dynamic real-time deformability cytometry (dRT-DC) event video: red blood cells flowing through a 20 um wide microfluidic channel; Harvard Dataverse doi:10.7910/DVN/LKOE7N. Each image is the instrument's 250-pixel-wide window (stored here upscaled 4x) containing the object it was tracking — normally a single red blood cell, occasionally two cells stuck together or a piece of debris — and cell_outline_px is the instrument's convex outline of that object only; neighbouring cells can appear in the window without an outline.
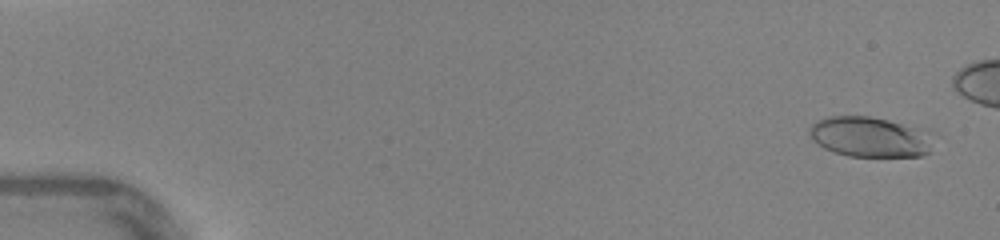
{"species": "human", "species_latin": "Homo sapiens", "temperature_condition": "warm", "stored_images_in_passage": 43, "camera_frame_rate_fps": 3000, "um_per_image_px": 0.085, "donor": {"sex": "female"}, "frame": {"image": 1, "passage_image": 3, "time_ms": 0.667, "image_size_px": [1000, 240], "cell_outline_px": [[932, 132], [928, 152], [924, 156], [848, 156], [824, 148], [812, 140], [808, 132], [808, 128], [816, 120], [828, 116], [868, 116], [928, 128]], "centroid_in_image_um": [73.95, 11.62], "position_along_channel_um": 11.0, "area_um2": 29.42}}
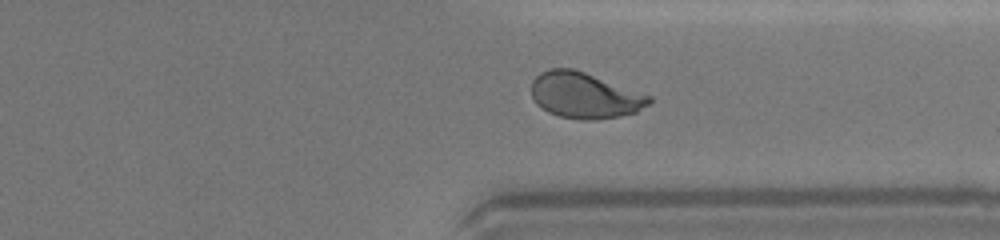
{"frame": {"image": 2, "passage_image": 37, "time_ms": 12.0, "image_size_px": [1000, 240], "cell_outline_px": [[652, 100], [648, 104], [636, 112], [620, 116], [596, 120], [580, 120], [560, 116], [548, 112], [536, 104], [532, 96], [532, 80], [540, 72], [552, 68], [572, 68], [584, 72], [652, 96]], "centroid_in_image_um": [49.68, 8.11], "position_along_channel_um": 361.7, "area_um2": 31.39}}
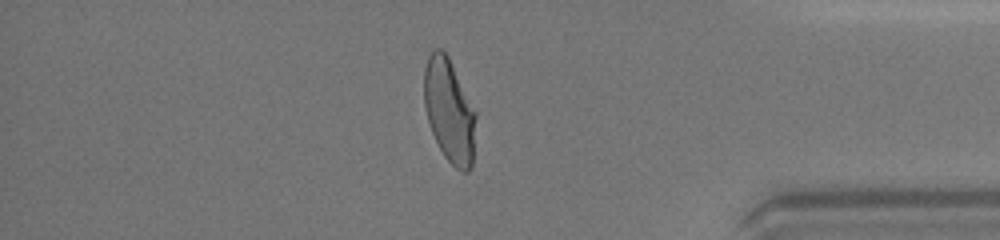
{"frame": {"image": 3, "passage_image": 41, "time_ms": 13.333, "image_size_px": [1000, 240], "cell_outline_px": [[476, 116], [472, 164], [468, 172], [464, 172], [456, 168], [444, 156], [432, 132], [428, 120], [424, 104], [424, 68], [428, 56], [432, 48], [440, 48], [448, 56], [476, 112]], "centroid_in_image_um": [38.18, 9.39], "position_along_channel_um": 397.0, "area_um2": 31.04}, "authors_computed_cell_mechanics": {"area_um2": 30.8652, "velocity_mm_per_s": 4.3777, "shape_relaxation_time_tau1_ms": 3.5763, "shape_relaxation_time_tau2_ms": 0.6246, "deformation_change_tau1": 0.1692, "deformation_change_tau2": 0.0628}}